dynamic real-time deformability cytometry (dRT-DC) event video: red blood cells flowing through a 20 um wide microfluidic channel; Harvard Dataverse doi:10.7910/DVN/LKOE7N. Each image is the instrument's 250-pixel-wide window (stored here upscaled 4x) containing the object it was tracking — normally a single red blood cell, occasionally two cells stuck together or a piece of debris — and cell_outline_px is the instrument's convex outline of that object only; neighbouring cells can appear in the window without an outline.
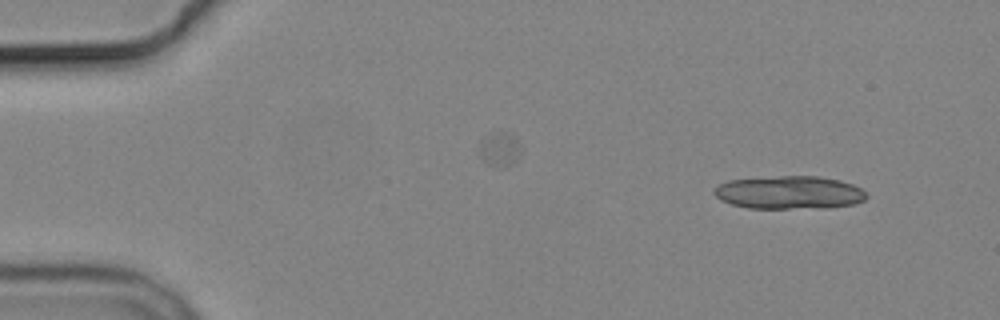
{"species": "common noctule bat (a hibernating species)", "species_latin": "Nyctalus noctula", "temperature_condition": "cold", "stored_images_in_passage": 3, "camera_frame_rate_fps": 3000, "um_per_image_px": 0.085, "animal": {"sex": "male", "body_mass_g": 19.2, "forearm_length_mm": 51.8}, "frame": {"image": 1, "passage_image": 3, "time_ms": 3.667, "image_size_px": [1000, 320], "cell_outline_px": [[868, 196], [864, 200], [852, 204], [828, 208], [748, 208], [732, 204], [720, 200], [712, 192], [712, 188], [728, 180], [780, 176], [820, 176], [840, 180], [852, 184], [860, 188]], "centroid_in_image_um": [67.07, 16.36], "position_along_channel_um": 17.9, "area_um2": 29.48}}